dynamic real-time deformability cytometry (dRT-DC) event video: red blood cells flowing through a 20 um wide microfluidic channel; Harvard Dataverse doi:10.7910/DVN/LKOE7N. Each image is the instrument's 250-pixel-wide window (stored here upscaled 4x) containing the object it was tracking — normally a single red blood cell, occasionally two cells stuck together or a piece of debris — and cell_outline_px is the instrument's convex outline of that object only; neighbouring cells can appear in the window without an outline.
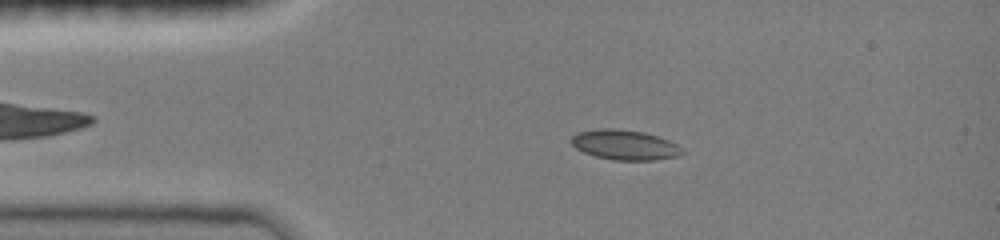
{"species": "common noctule bat (a hibernating species)", "species_latin": "Nyctalus noctula", "temperature_condition": "room temperature", "stored_images_in_passage": 23, "camera_frame_rate_fps": 3000, "um_per_image_px": 0.085, "animal": {"sex": "female", "body_mass_g": 19.0, "forearm_length_mm": 51.5}, "frame": {"image": 1, "passage_image": 4, "time_ms": 2.0, "image_size_px": [1000, 240], "cell_outline_px": [[684, 152], [676, 156], [652, 160], [612, 160], [596, 156], [584, 152], [576, 148], [572, 144], [572, 136], [576, 132], [600, 128], [616, 128], [644, 132], [668, 140], [676, 144]], "centroid_in_image_um": [53.06, 12.3], "position_along_channel_um": 31.9, "area_um2": 19.19}}
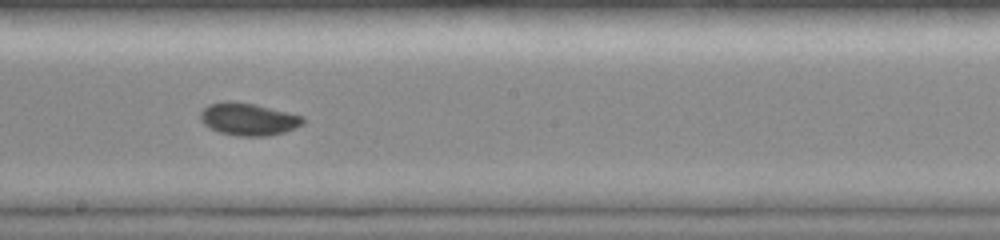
{"frame": {"image": 2, "passage_image": 12, "time_ms": 7.667, "image_size_px": [1000, 240], "cell_outline_px": [[304, 124], [296, 128], [284, 132], [268, 136], [240, 136], [220, 132], [204, 124], [200, 120], [200, 112], [208, 104], [228, 100], [256, 104], [304, 116]], "centroid_in_image_um": [21.13, 10.12], "position_along_channel_um": 227.1, "area_um2": 19.48}}
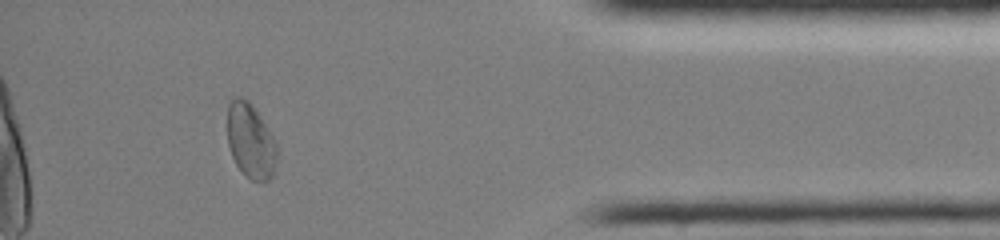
{"frame": {"image": 3, "passage_image": 20, "time_ms": 13.0, "image_size_px": [1000, 240], "cell_outline_px": [[276, 160], [272, 176], [268, 180], [252, 180], [236, 164], [232, 156], [228, 144], [228, 104], [236, 96], [240, 96], [248, 100], [252, 104], [276, 140]], "centroid_in_image_um": [21.3, 11.94], "position_along_channel_um": 413.9, "area_um2": 21.33}, "authors_computed_cell_mechanics": {"area_um2": 19.1896, "velocity_mm_per_s": 4.0417, "shape_relaxation_time_tau1_ms": 6.3189, "shape_relaxation_time_tau2_ms": null, "deformation_change_tau1": 0.1232, "deformation_change_tau2": null}}